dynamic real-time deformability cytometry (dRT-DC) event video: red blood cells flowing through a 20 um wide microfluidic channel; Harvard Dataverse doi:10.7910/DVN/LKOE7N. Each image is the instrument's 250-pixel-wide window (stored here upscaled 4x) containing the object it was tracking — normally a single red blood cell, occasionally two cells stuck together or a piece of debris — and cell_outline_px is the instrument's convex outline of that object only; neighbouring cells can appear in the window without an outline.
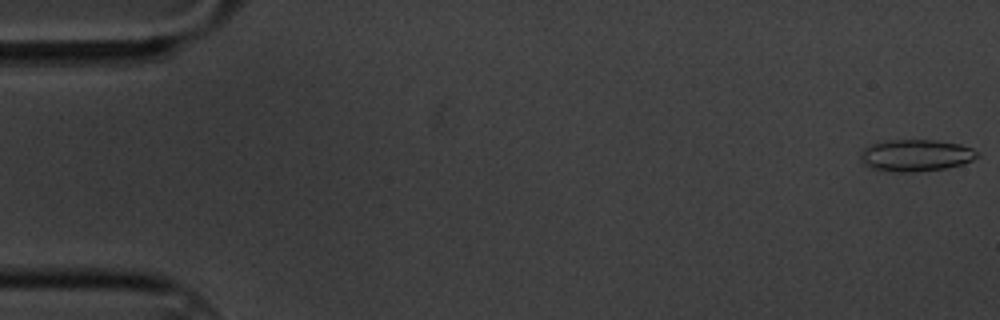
{"species": "common noctule bat (a hibernating species)", "species_latin": "Nyctalus noctula", "temperature_condition": "cold", "stored_images_in_passage": 60, "camera_frame_rate_fps": 3000, "um_per_image_px": 0.085, "animal": {"sex": "male", "body_mass_g": 20.1, "forearm_length_mm": 53.5}, "frame": {"image": 1, "passage_image": 1, "time_ms": 0.0, "image_size_px": [1000, 320], "cell_outline_px": [[980, 156], [964, 164], [948, 168], [916, 172], [888, 172], [872, 168], [864, 164], [860, 160], [860, 152], [864, 148], [872, 144], [888, 140], [936, 140], [960, 144], [972, 148], [980, 152]], "centroid_in_image_um": [77.87, 13.22], "position_along_channel_um": 7.1, "area_um2": 22.02}}
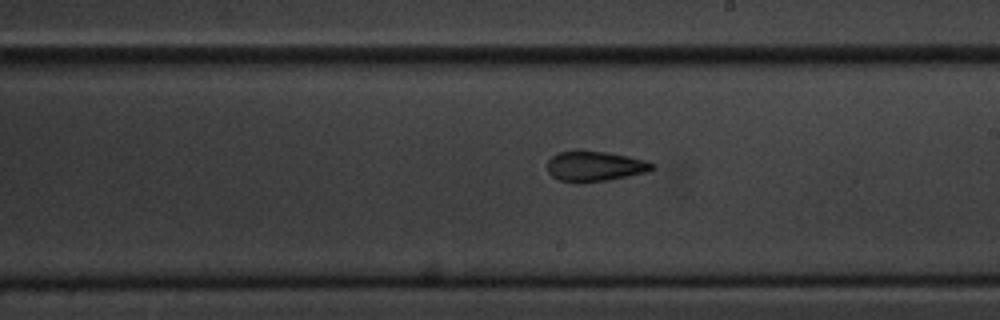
{"frame": {"image": 2, "passage_image": 34, "time_ms": 11.0, "image_size_px": [1000, 320], "cell_outline_px": [[656, 168], [648, 172], [608, 180], [560, 180], [552, 176], [548, 172], [548, 160], [552, 156], [560, 152], [604, 152], [628, 156], [648, 160], [656, 164]], "centroid_in_image_um": [50.67, 14.11], "position_along_channel_um": 238.3, "area_um2": 17.74}}
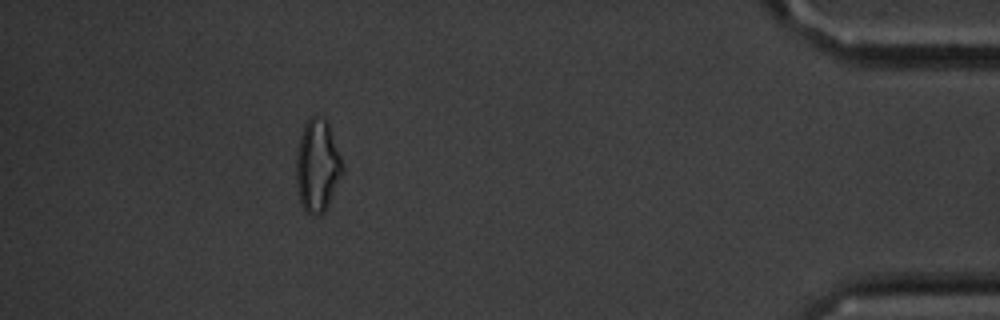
{"frame": {"image": 3, "passage_image": 54, "time_ms": 17.667, "image_size_px": [1000, 320], "cell_outline_px": [[344, 172], [324, 212], [320, 216], [312, 216], [304, 212], [300, 200], [296, 180], [296, 156], [300, 136], [304, 124], [312, 116], [316, 116], [324, 120], [328, 124], [340, 156], [344, 168]], "centroid_in_image_um": [26.97, 14.15], "position_along_channel_um": 408.2, "area_um2": 24.8}, "authors_computed_cell_mechanics": {"area_um2": 19.7098, "velocity_mm_per_s": 3.348, "shape_relaxation_time_tau1_ms": 4.9666, "shape_relaxation_time_tau2_ms": 4.1398, "deformation_change_tau1": 0.1299, "deformation_change_tau2": 0.1281}}